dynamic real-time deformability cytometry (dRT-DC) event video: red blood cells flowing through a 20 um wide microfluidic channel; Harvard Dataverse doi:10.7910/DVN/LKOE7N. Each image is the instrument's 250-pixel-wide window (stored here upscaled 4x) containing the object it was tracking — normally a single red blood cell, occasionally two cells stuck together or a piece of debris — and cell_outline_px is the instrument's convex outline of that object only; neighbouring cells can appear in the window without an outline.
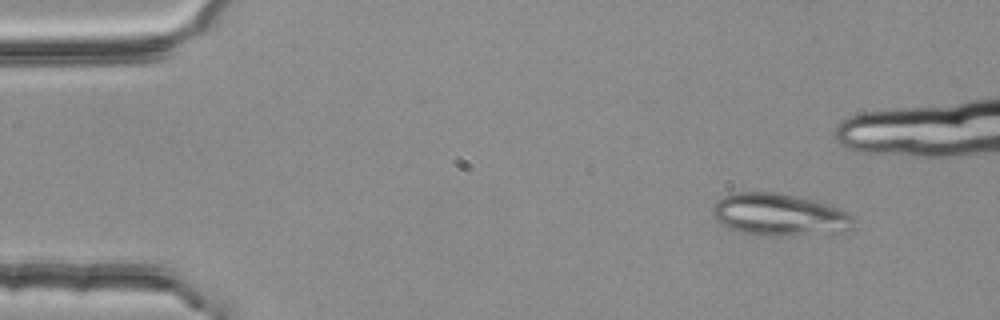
{"species": "common noctule bat (a hibernating species)", "species_latin": "Nyctalus noctula", "temperature_condition": "room temperature", "stored_images_in_passage": 31, "camera_frame_rate_fps": 3000, "um_per_image_px": 0.085, "animal": {"sex": "female", "body_mass_g": 25.1}, "frame": {"image": 1, "passage_image": 1, "time_ms": 0.0, "image_size_px": [1000, 320], "cell_outline_px": [[852, 228], [844, 232], [780, 236], [772, 236], [740, 232], [728, 228], [720, 224], [716, 220], [712, 212], [712, 208], [716, 200], [732, 192], [776, 192], [820, 200], [832, 204], [840, 208], [852, 216]], "centroid_in_image_um": [66.24, 18.23], "position_along_channel_um": 18.8, "area_um2": 35.2}}
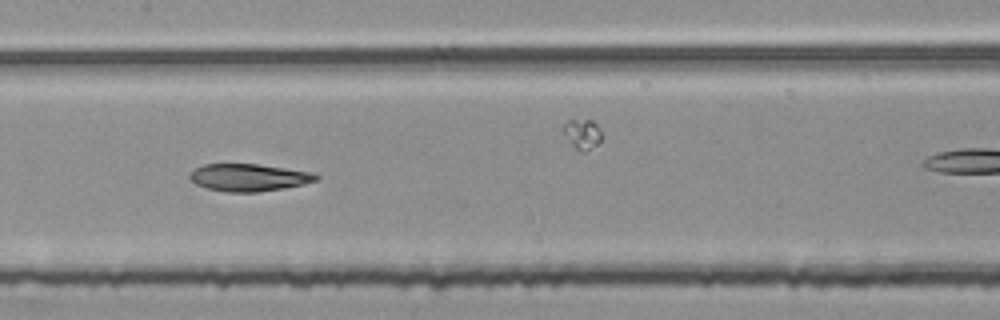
{"frame": {"image": 2, "passage_image": 22, "time_ms": 7.0, "image_size_px": [1000, 320], "cell_outline_px": [[320, 176], [316, 180], [304, 184], [284, 188], [256, 192], [224, 192], [208, 188], [196, 184], [188, 176], [196, 168], [204, 164], [256, 164], [312, 172]], "centroid_in_image_um": [21.15, 15.09], "position_along_channel_um": 186.2, "area_um2": 19.94}}
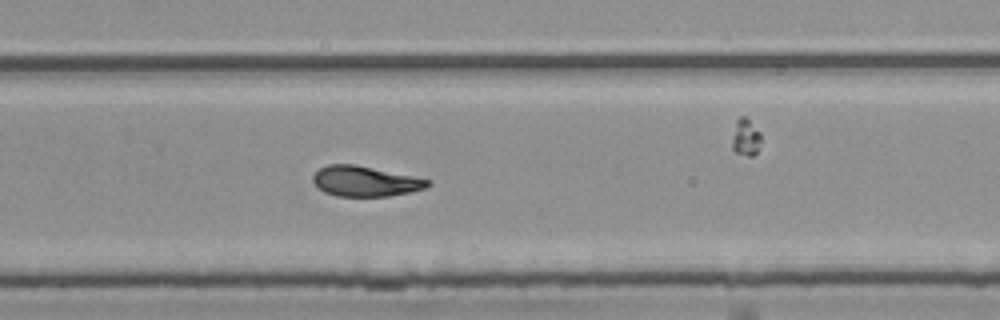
{"frame": {"image": 3, "passage_image": 31, "time_ms": 10.0, "image_size_px": [1000, 320], "cell_outline_px": [[432, 184], [424, 188], [412, 192], [388, 196], [336, 196], [324, 192], [312, 180], [312, 176], [320, 168], [328, 164], [356, 164], [432, 180]], "centroid_in_image_um": [31.06, 15.4], "position_along_channel_um": 298.7, "area_um2": 20.29}}